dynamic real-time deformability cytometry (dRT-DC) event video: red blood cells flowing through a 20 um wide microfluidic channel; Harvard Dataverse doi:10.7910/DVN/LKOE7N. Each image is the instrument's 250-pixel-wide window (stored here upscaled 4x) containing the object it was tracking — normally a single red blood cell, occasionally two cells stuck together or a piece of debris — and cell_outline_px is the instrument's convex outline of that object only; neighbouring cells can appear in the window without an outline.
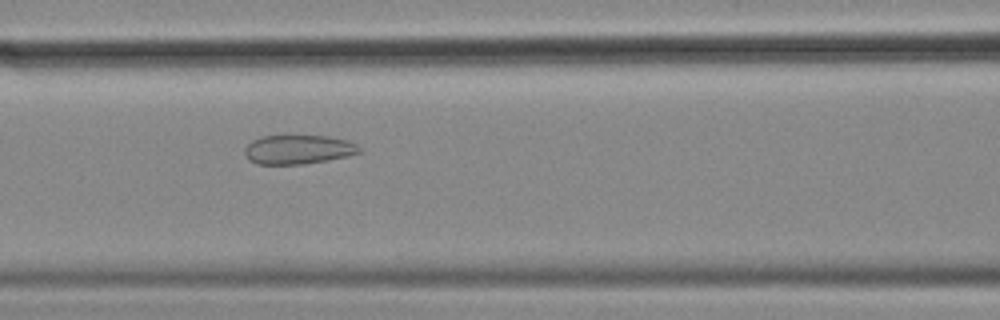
{"species": "common noctule bat (a hibernating species)", "species_latin": "Nyctalus noctula", "temperature_condition": "cold", "stored_images_in_passage": 31, "camera_frame_rate_fps": 3000, "um_per_image_px": 0.085, "animal": {"sex": "female", "body_mass_g": 18.4}, "frame": {"image": 1, "passage_image": 9, "time_ms": 2.667, "image_size_px": [1000, 320], "cell_outline_px": [[360, 152], [348, 156], [328, 160], [304, 164], [256, 164], [248, 160], [244, 152], [244, 148], [252, 140], [260, 136], [328, 136], [348, 140], [356, 144], [360, 148]], "centroid_in_image_um": [25.33, 12.71], "position_along_channel_um": 141.3, "area_um2": 19.54}}
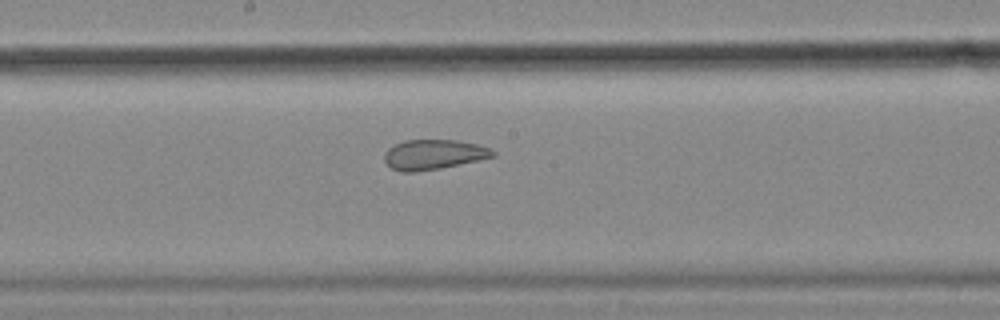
{"frame": {"image": 2, "passage_image": 15, "time_ms": 4.667, "image_size_px": [1000, 320], "cell_outline_px": [[496, 156], [440, 168], [416, 172], [400, 172], [392, 168], [384, 160], [384, 152], [388, 148], [404, 140], [456, 140], [476, 144], [488, 148], [496, 152]], "centroid_in_image_um": [36.82, 13.13], "position_along_channel_um": 211.4, "area_um2": 18.79}}
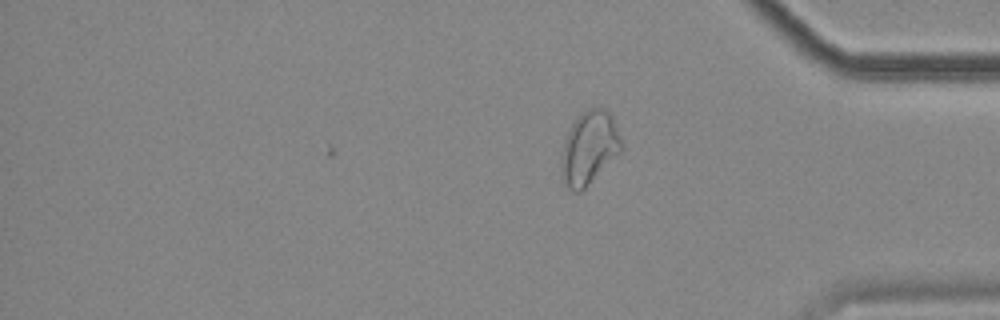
{"frame": {"image": 3, "passage_image": 31, "time_ms": 10.0, "image_size_px": [1000, 320], "cell_outline_px": [[624, 148], [580, 192], [576, 192], [568, 188], [564, 180], [560, 168], [560, 160], [564, 144], [568, 132], [572, 124], [588, 108], [604, 108], [612, 116], [624, 144]], "centroid_in_image_um": [50.1, 12.56], "position_along_channel_um": 385.1, "area_um2": 25.2}, "authors_computed_cell_mechanics": {"area_um2": 19.7676, "velocity_mm_per_s": 3.5154, "shape_relaxation_time_tau1_ms": null, "shape_relaxation_time_tau2_ms": 1.3974, "deformation_change_tau1": null, "deformation_change_tau2": 0.0806}}